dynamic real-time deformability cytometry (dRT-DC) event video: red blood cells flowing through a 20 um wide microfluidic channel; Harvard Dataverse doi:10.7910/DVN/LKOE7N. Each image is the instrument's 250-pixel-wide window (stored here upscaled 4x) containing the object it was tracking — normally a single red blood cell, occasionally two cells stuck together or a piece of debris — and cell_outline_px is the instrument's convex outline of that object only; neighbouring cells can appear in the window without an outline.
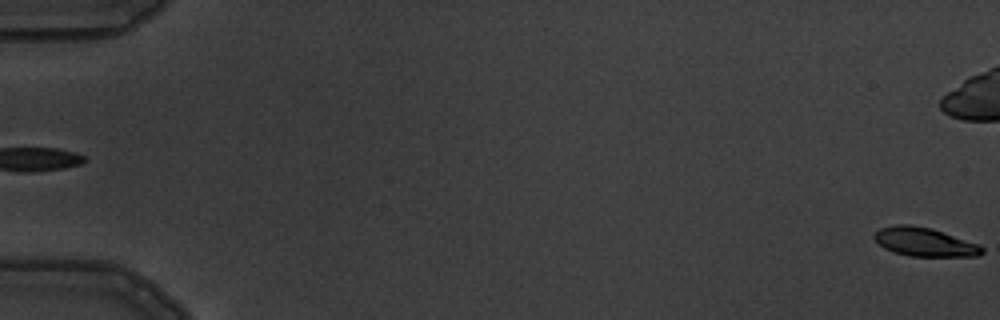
{"species": "common noctule bat (a hibernating species)", "species_latin": "Nyctalus noctula", "temperature_condition": "warm", "stored_images_in_passage": 6, "camera_frame_rate_fps": 3000, "um_per_image_px": 0.085, "animal": {"sex": "male", "body_mass_g": 19.5, "forearm_length_mm": 54.6}, "frame": {"image": 1, "passage_image": 6, "time_ms": 6.667, "image_size_px": [1000, 320], "cell_outline_px": [[984, 252], [980, 256], [908, 256], [892, 252], [884, 248], [872, 236], [880, 228], [896, 224], [912, 224], [932, 228], [980, 244], [984, 248]], "centroid_in_image_um": [78.61, 20.56], "position_along_channel_um": 6.4, "area_um2": 18.26}}